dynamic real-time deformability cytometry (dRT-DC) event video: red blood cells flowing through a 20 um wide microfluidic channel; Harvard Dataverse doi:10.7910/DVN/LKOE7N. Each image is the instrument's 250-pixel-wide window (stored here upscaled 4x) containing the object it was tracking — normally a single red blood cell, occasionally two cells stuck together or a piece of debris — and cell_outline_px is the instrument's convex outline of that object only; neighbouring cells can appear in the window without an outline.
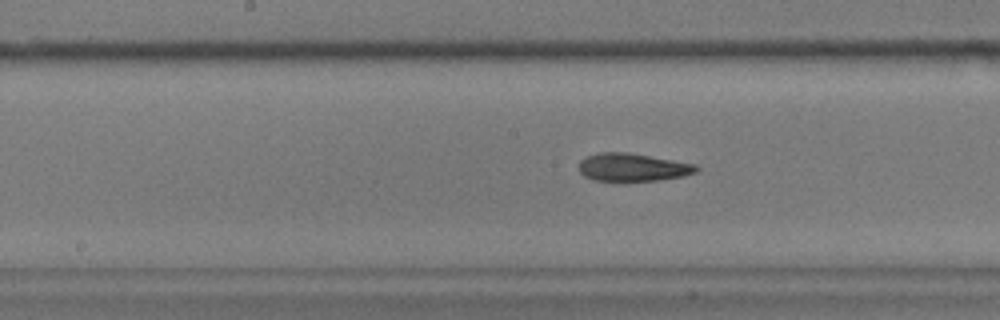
{"species": "common noctule bat (a hibernating species)", "species_latin": "Nyctalus noctula", "temperature_condition": "warm", "stored_images_in_passage": 39, "camera_frame_rate_fps": 3000, "um_per_image_px": 0.085, "animal": {"sex": "male", "body_mass_g": 17.9}, "frame": {"image": 1, "passage_image": 23, "time_ms": 7.333, "image_size_px": [1000, 320], "cell_outline_px": [[700, 168], [696, 172], [684, 176], [660, 180], [624, 184], [596, 180], [584, 176], [580, 172], [580, 160], [588, 156], [600, 152], [628, 152], [696, 164]], "centroid_in_image_um": [53.79, 14.26], "position_along_channel_um": 194.4, "area_um2": 19.83}}
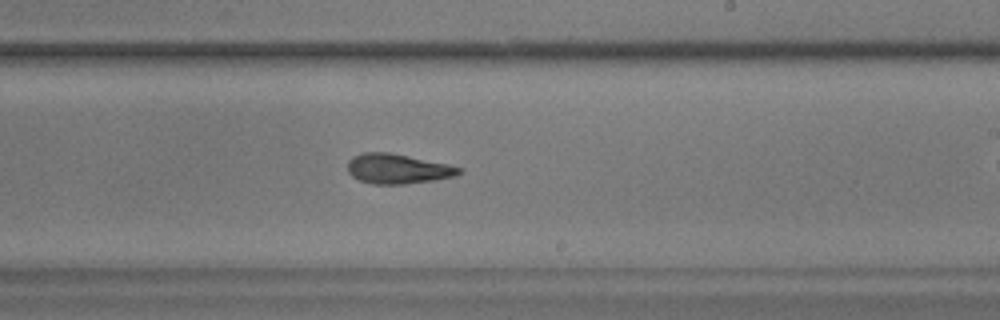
{"frame": {"image": 2, "passage_image": 28, "time_ms": 9.0, "image_size_px": [1000, 320], "cell_outline_px": [[464, 172], [456, 176], [432, 180], [404, 184], [372, 184], [360, 180], [352, 176], [348, 172], [348, 160], [352, 156], [364, 152], [388, 152], [448, 164], [464, 168]], "centroid_in_image_um": [33.82, 14.34], "position_along_channel_um": 255.2, "area_um2": 19.42}}